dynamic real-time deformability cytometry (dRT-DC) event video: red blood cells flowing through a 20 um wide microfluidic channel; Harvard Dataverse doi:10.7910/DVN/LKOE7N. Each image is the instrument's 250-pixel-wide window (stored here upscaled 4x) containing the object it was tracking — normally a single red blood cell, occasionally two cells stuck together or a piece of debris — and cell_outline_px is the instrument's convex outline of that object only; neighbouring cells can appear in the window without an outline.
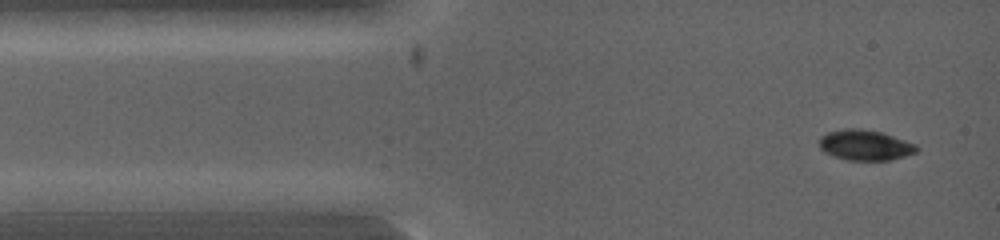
{"species": "common noctule bat (a hibernating species)", "species_latin": "Nyctalus noctula", "temperature_condition": "warm", "stored_images_in_passage": 5, "camera_frame_rate_fps": 5000, "um_per_image_px": 0.085, "animal": {"sex": "female", "body_mass_g": 19.0, "forearm_length_mm": 53.3}, "frame": {"image": 1, "passage_image": 2, "time_ms": 0.4, "image_size_px": [1000, 240], "cell_outline_px": [[920, 148], [916, 152], [904, 156], [888, 160], [848, 160], [832, 156], [824, 152], [820, 148], [820, 136], [828, 132], [844, 128], [860, 128], [880, 132], [916, 144]], "centroid_in_image_um": [73.51, 12.33], "position_along_channel_um": 11.5, "area_um2": 17.22}}
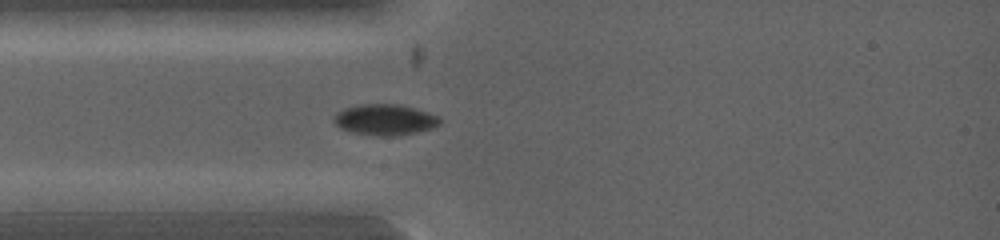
{"frame": {"image": 2, "passage_image": 5, "time_ms": 2.0, "image_size_px": [1000, 240], "cell_outline_px": [[440, 124], [432, 128], [416, 132], [392, 136], [356, 132], [340, 128], [332, 120], [332, 116], [336, 112], [344, 108], [356, 104], [400, 104], [428, 112], [440, 116]], "centroid_in_image_um": [32.71, 10.14], "position_along_channel_um": 52.3, "area_um2": 18.96}}